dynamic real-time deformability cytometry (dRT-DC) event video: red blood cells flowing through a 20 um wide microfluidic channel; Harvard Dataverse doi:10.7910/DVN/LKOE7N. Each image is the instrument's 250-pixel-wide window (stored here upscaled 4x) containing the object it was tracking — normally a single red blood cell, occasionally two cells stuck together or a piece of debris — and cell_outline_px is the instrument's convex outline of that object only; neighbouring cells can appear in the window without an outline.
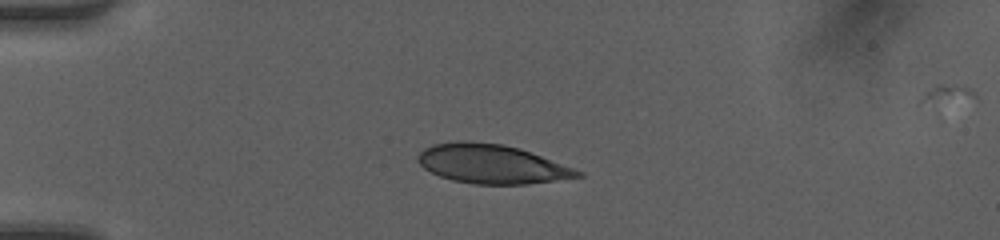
{"species": "human", "species_latin": "Homo sapiens", "temperature_condition": "room temperature", "stored_images_in_passage": 36, "camera_frame_rate_fps": 3000, "um_per_image_px": 0.085, "donor": {"sex": "female"}, "frame": {"image": 1, "passage_image": 1, "time_ms": 0.0, "image_size_px": [1000, 240], "cell_outline_px": [[584, 176], [528, 184], [476, 184], [452, 180], [440, 176], [424, 168], [416, 160], [416, 156], [424, 148], [432, 144], [460, 140], [468, 140], [504, 144], [520, 148], [584, 172]], "centroid_in_image_um": [41.77, 13.92], "position_along_channel_um": 43.2, "area_um2": 36.47}}
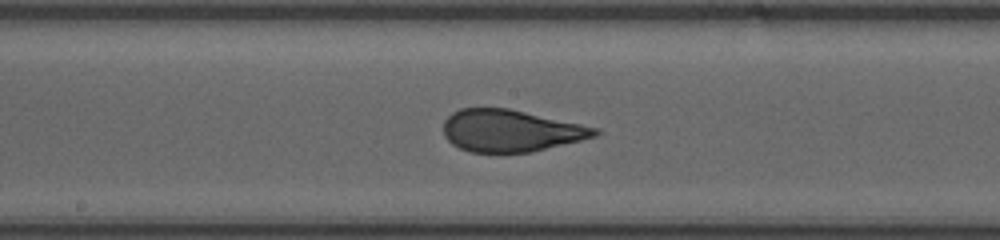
{"frame": {"image": 2, "passage_image": 14, "time_ms": 4.333, "image_size_px": [1000, 240], "cell_outline_px": [[600, 132], [596, 136], [580, 140], [528, 152], [468, 152], [452, 144], [444, 136], [444, 120], [452, 112], [460, 108], [508, 108], [600, 128]], "centroid_in_image_um": [43.38, 11.1], "position_along_channel_um": 204.8, "area_um2": 36.82}}
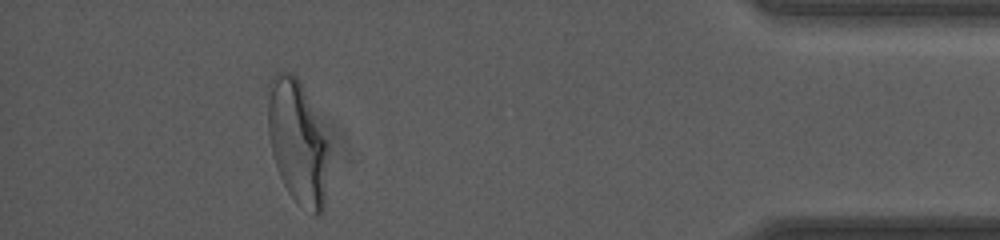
{"frame": {"image": 3, "passage_image": 32, "time_ms": 10.333, "image_size_px": [1000, 240], "cell_outline_px": [[328, 152], [324, 208], [316, 216], [312, 216], [296, 204], [288, 192], [276, 168], [272, 152], [268, 132], [268, 84], [272, 76], [276, 72], [292, 72], [300, 80], [328, 140]], "centroid_in_image_um": [25.29, 12.09], "position_along_channel_um": 409.9, "area_um2": 44.33}, "authors_computed_cell_mechanics": {"area_um2": 38.0902, "velocity_mm_per_s": 4.2023, "shape_relaxation_time_tau1_ms": 7.7152, "shape_relaxation_time_tau2_ms": null, "deformation_change_tau1": 0.2684, "deformation_change_tau2": null}}